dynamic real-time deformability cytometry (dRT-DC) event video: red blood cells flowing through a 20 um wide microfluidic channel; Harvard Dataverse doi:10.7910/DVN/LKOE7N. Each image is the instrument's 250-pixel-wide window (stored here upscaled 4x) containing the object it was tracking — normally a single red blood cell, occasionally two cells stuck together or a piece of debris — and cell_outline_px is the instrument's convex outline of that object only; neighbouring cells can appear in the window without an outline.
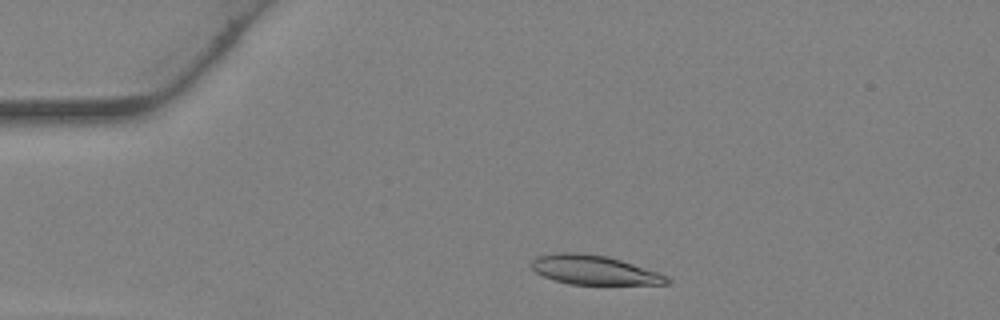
{"species": "Egyptian fruit bat (a non-hibernating species)", "species_latin": "Rousettus aegyptiacus", "temperature_condition": "warm", "stored_images_in_passage": 26, "camera_frame_rate_fps": 3000, "um_per_image_px": 0.085, "animal": {"sex": "female"}, "frame": {"image": 1, "passage_image": 3, "time_ms": 0.667, "image_size_px": [1000, 320], "cell_outline_px": [[672, 280], [668, 284], [568, 284], [544, 276], [536, 272], [532, 268], [532, 260], [536, 256], [556, 252], [580, 252], [608, 256], [668, 276]], "centroid_in_image_um": [50.47, 22.94], "position_along_channel_um": 34.5, "area_um2": 22.95}}
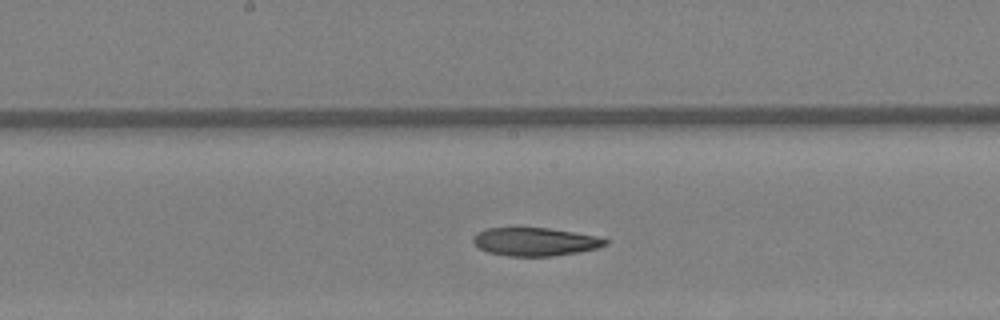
{"frame": {"image": 2, "passage_image": 15, "time_ms": 4.667, "image_size_px": [1000, 320], "cell_outline_px": [[608, 244], [596, 248], [576, 252], [552, 256], [508, 256], [488, 252], [480, 248], [472, 240], [472, 236], [476, 232], [484, 228], [548, 228], [596, 236], [608, 240]], "centroid_in_image_um": [45.43, 20.54], "position_along_channel_um": 202.8, "area_um2": 21.56}}
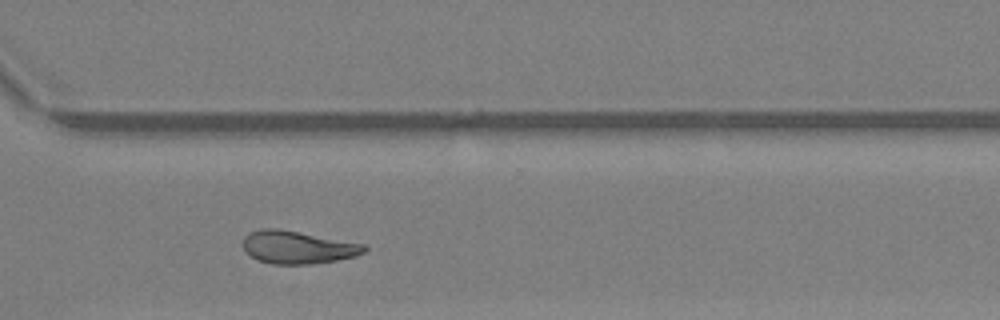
{"frame": {"image": 3, "passage_image": 23, "time_ms": 7.333, "image_size_px": [1000, 320], "cell_outline_px": [[368, 248], [364, 252], [356, 256], [336, 260], [308, 264], [272, 264], [256, 260], [244, 252], [240, 244], [244, 236], [248, 232], [260, 228], [280, 228], [364, 244]], "centroid_in_image_um": [25.21, 21.0], "position_along_channel_um": 345.4, "area_um2": 23.58}}